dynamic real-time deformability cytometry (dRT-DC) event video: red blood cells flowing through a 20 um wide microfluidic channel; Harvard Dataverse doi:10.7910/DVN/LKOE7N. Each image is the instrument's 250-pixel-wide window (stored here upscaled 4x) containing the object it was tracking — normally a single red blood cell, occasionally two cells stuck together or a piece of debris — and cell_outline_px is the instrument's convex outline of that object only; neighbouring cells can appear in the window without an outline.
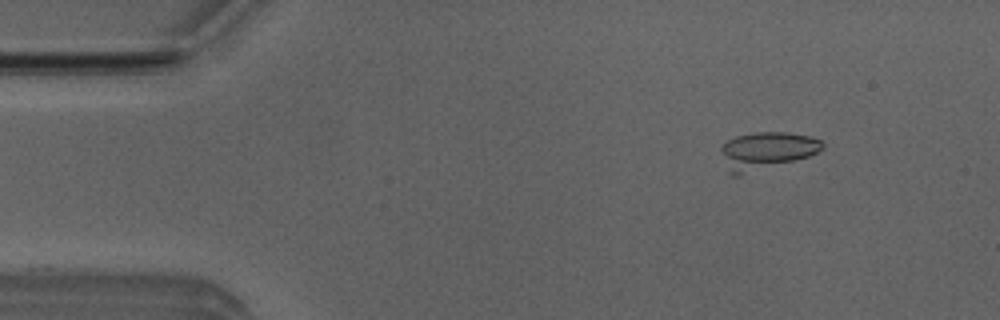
{"species": "Egyptian fruit bat (a non-hibernating species)", "species_latin": "Rousettus aegyptiacus", "temperature_condition": "room temperature", "stored_images_in_passage": 39, "camera_frame_rate_fps": 3000, "um_per_image_px": 0.085, "animal": {"sex": "male"}, "frame": {"image": 1, "passage_image": 2, "time_ms": 0.333, "image_size_px": [1000, 320], "cell_outline_px": [[824, 148], [808, 156], [736, 176], [732, 176], [728, 172], [720, 148], [728, 140], [736, 136], [756, 132], [788, 132], [812, 136], [820, 140], [824, 144]], "centroid_in_image_um": [65.14, 12.79], "position_along_channel_um": 19.9, "area_um2": 21.79}}
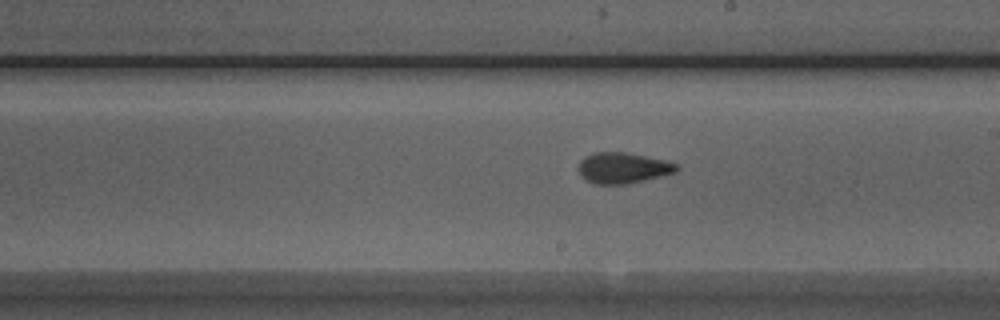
{"frame": {"image": 2, "passage_image": 25, "time_ms": 8.0, "image_size_px": [1000, 320], "cell_outline_px": [[680, 168], [676, 172], [628, 184], [596, 184], [580, 176], [576, 168], [580, 160], [584, 156], [596, 152], [624, 152], [668, 160], [676, 164]], "centroid_in_image_um": [52.92, 14.27], "position_along_channel_um": 236.1, "area_um2": 17.8}}
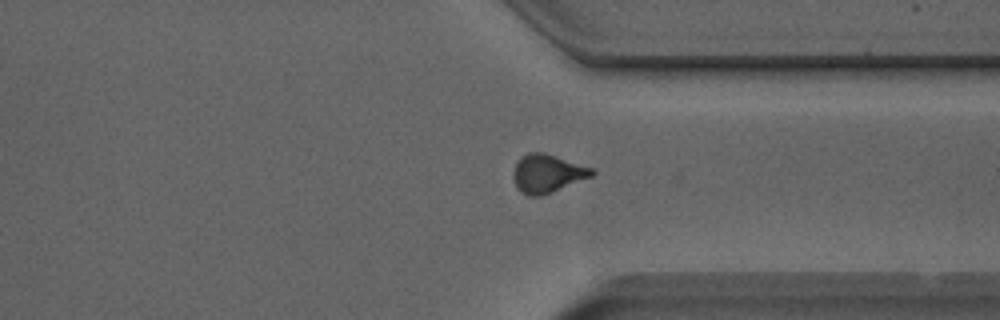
{"frame": {"image": 3, "passage_image": 35, "time_ms": 11.333, "image_size_px": [1000, 320], "cell_outline_px": [[596, 172], [592, 176], [552, 192], [540, 196], [528, 196], [520, 192], [516, 188], [512, 176], [516, 164], [520, 156], [528, 152], [544, 152], [596, 168]], "centroid_in_image_um": [46.53, 14.74], "position_along_channel_um": 364.9, "area_um2": 17.86}, "authors_computed_cell_mechanics": {"area_um2": 17.7446, "velocity_mm_per_s": 3.8801, "shape_relaxation_time_tau1_ms": 5.4674, "shape_relaxation_time_tau2_ms": 2.224, "deformation_change_tau1": 0.1373, "deformation_change_tau2": 0.0844}}